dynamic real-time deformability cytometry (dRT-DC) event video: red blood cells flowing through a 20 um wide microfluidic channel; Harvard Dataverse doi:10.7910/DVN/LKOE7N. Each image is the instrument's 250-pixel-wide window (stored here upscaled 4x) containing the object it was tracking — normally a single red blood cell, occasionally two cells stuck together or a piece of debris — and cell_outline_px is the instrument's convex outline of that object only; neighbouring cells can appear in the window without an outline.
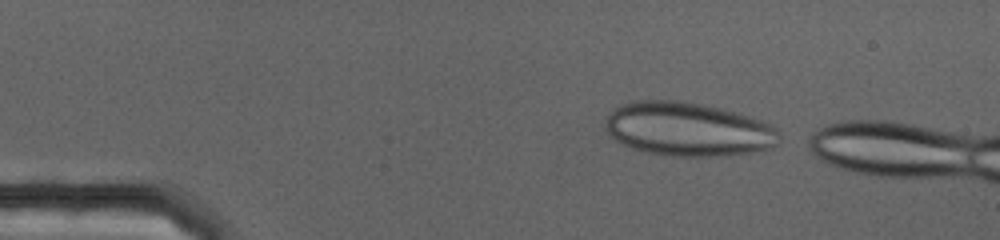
{"species": "human", "species_latin": "Homo sapiens", "temperature_condition": "cold", "stored_images_in_passage": 44, "camera_frame_rate_fps": 3000, "um_per_image_px": 0.085, "donor": {"sex": "female"}, "frame": {"image": 1, "passage_image": 2, "time_ms": 0.333, "image_size_px": [1000, 240], "cell_outline_px": [[780, 140], [772, 148], [756, 152], [716, 156], [672, 156], [644, 152], [632, 148], [616, 140], [604, 128], [604, 120], [608, 112], [632, 100], [676, 100], [704, 104], [752, 116], [764, 120], [772, 124], [780, 132]], "centroid_in_image_um": [58.51, 10.98], "position_along_channel_um": 26.5, "area_um2": 55.2}}
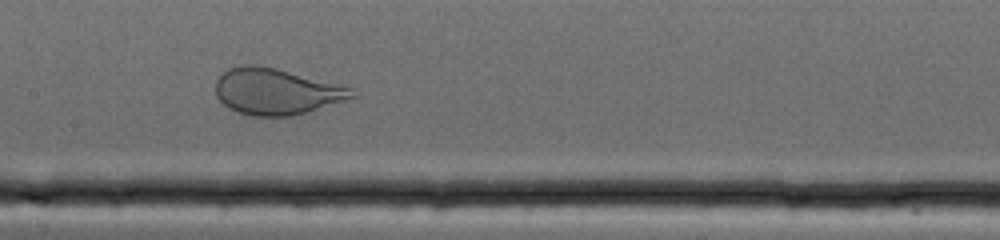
{"frame": {"image": 2, "passage_image": 26, "time_ms": 8.333, "image_size_px": [1000, 240], "cell_outline_px": [[356, 96], [344, 100], [292, 116], [252, 116], [236, 112], [228, 108], [216, 96], [216, 80], [228, 68], [240, 64], [256, 64], [276, 68], [352, 88]], "centroid_in_image_um": [23.41, 7.77], "position_along_channel_um": 184.0, "area_um2": 36.41}}
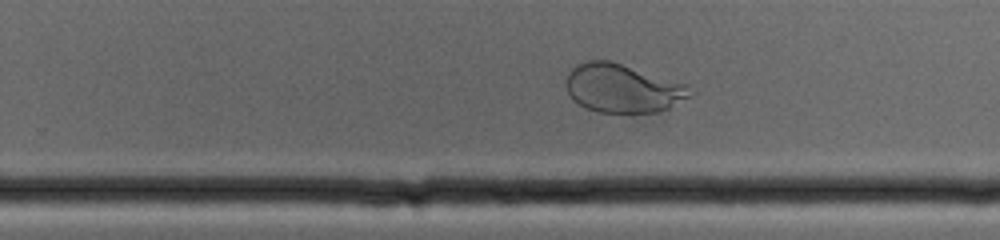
{"frame": {"image": 3, "passage_image": 36, "time_ms": 11.667, "image_size_px": [1000, 240], "cell_outline_px": [[696, 92], [692, 96], [660, 112], [596, 112], [584, 108], [572, 100], [564, 84], [564, 80], [568, 72], [576, 64], [588, 60], [612, 60], [684, 84]], "centroid_in_image_um": [52.88, 7.5], "position_along_channel_um": 276.9, "area_um2": 35.43}}